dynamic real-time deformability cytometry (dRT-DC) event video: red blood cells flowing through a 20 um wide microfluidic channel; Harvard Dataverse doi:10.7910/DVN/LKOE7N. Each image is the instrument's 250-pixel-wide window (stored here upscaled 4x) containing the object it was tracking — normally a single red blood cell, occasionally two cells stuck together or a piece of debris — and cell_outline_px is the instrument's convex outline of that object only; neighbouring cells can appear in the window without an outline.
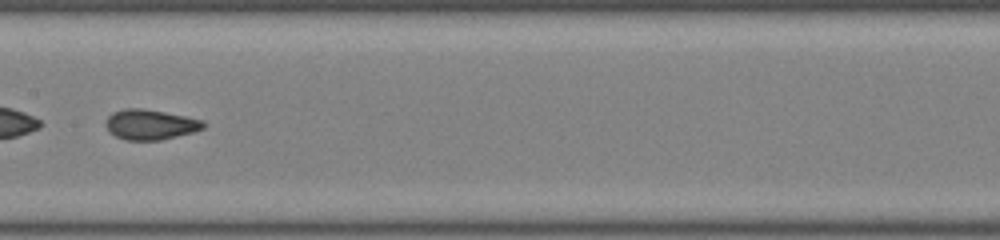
{"species": "common noctule bat (a hibernating species)", "species_latin": "Nyctalus noctula", "temperature_condition": "room temperature", "stored_images_in_passage": 47, "camera_frame_rate_fps": 3000, "um_per_image_px": 0.085, "animal": {"sex": "male", "body_mass_g": 19.0, "forearm_length_mm": 50.8}, "frame": {"image": 1, "passage_image": 27, "time_ms": 8.667, "image_size_px": [1000, 240], "cell_outline_px": [[204, 128], [192, 132], [160, 140], [124, 140], [116, 136], [104, 124], [104, 120], [112, 112], [124, 108], [140, 108], [164, 112], [204, 120]], "centroid_in_image_um": [12.74, 10.58], "position_along_channel_um": 194.7, "area_um2": 17.05}}